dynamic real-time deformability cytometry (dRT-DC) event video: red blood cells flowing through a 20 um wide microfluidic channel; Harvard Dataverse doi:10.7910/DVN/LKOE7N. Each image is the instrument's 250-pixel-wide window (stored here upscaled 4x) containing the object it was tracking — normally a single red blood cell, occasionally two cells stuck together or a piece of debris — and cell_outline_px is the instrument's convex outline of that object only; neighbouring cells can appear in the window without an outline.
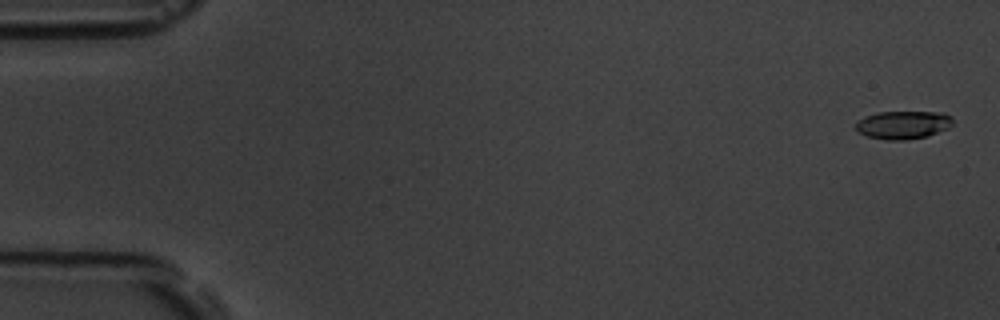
{"species": "common noctule bat (a hibernating species)", "species_latin": "Nyctalus noctula", "temperature_condition": "room temperature", "stored_images_in_passage": 8, "camera_frame_rate_fps": 3000, "um_per_image_px": 0.085, "animal": {"sex": "male", "body_mass_g": 19.5, "forearm_length_mm": 54.6}, "frame": {"image": 1, "passage_image": 1, "time_ms": 0.0, "image_size_px": [1000, 320], "cell_outline_px": [[952, 124], [948, 128], [928, 136], [908, 140], [888, 140], [868, 136], [856, 132], [856, 124], [864, 116], [880, 112], [944, 112], [952, 116]], "centroid_in_image_um": [76.78, 10.61], "position_along_channel_um": 8.2, "area_um2": 15.95}}
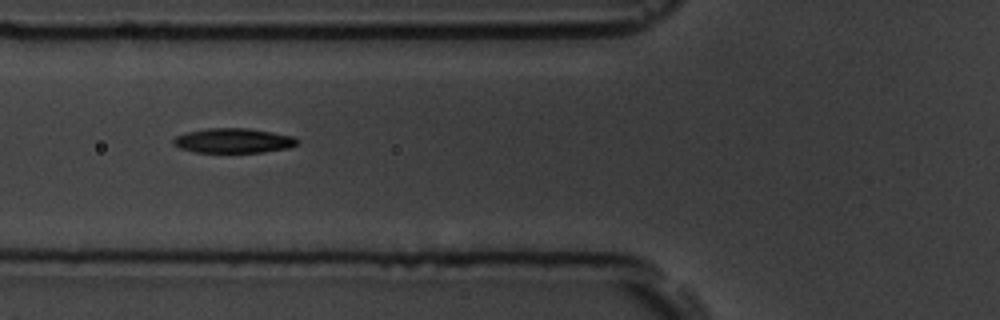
{"frame": {"image": 2, "passage_image": 6, "time_ms": 6.667, "image_size_px": [1000, 320], "cell_outline_px": [[300, 140], [296, 144], [288, 148], [264, 152], [196, 152], [180, 148], [172, 144], [172, 140], [176, 136], [188, 132], [208, 128], [248, 128], [272, 132], [292, 136]], "centroid_in_image_um": [19.83, 11.95], "position_along_channel_um": 106.0, "area_um2": 17.74}}
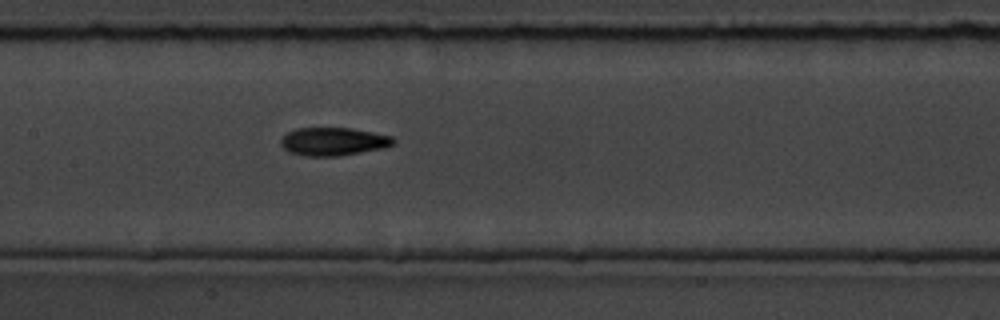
{"frame": {"image": 3, "passage_image": 8, "time_ms": 8.667, "image_size_px": [1000, 320], "cell_outline_px": [[396, 140], [392, 144], [384, 148], [340, 156], [304, 156], [288, 152], [280, 144], [280, 140], [288, 132], [296, 128], [352, 128], [392, 136]], "centroid_in_image_um": [28.32, 12.03], "position_along_channel_um": 179.1, "area_um2": 18.5}}